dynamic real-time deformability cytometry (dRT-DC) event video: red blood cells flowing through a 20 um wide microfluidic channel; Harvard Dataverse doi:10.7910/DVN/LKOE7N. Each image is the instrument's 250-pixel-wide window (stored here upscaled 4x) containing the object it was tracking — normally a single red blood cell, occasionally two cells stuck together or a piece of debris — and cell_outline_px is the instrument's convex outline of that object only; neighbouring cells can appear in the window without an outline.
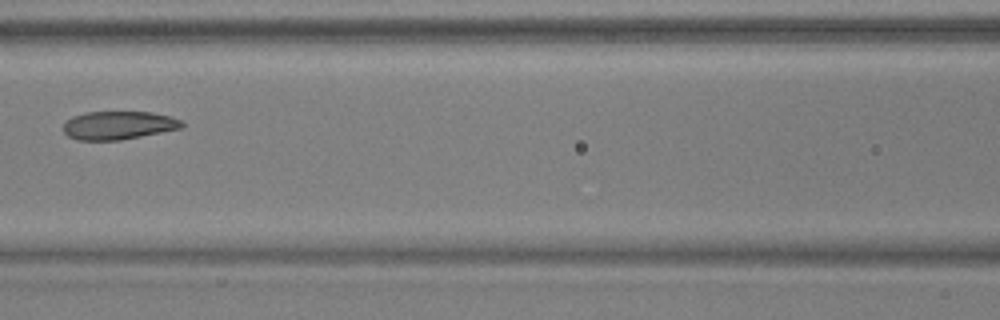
{"species": "common noctule bat (a hibernating species)", "species_latin": "Nyctalus noctula", "temperature_condition": "warm", "stored_images_in_passage": 6, "camera_frame_rate_fps": 3000, "um_per_image_px": 0.085, "animal": {"sex": "male", "body_mass_g": 17.9, "forearm_length_mm": 54.2}, "frame": {"image": 1, "passage_image": 6, "time_ms": 1.667, "image_size_px": [1000, 320], "cell_outline_px": [[184, 124], [180, 128], [120, 140], [76, 140], [68, 136], [64, 132], [64, 124], [72, 116], [84, 112], [152, 112], [172, 116], [184, 120]], "centroid_in_image_um": [10.08, 10.64], "position_along_channel_um": 156.5, "area_um2": 19.54}}